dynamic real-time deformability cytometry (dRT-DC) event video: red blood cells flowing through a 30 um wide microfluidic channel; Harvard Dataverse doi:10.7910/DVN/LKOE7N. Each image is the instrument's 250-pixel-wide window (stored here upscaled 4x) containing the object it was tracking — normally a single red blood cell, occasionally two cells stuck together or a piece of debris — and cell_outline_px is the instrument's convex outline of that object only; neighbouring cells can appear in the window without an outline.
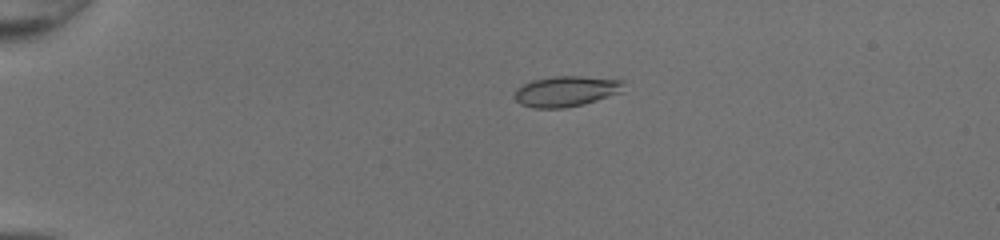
{"species": "common noctule bat (a hibernating species)", "species_latin": "Nyctalus noctula", "temperature_condition": "room temperature", "stored_images_in_passage": 39, "camera_frame_rate_fps": 3000, "um_per_image_px": 0.085, "animal": {"sex": "female", "body_mass_g": 20.0, "forearm_length_mm": 54.0}, "frame": {"image": 1, "passage_image": 1, "time_ms": 0.0, "image_size_px": [1000, 240], "cell_outline_px": [[624, 80], [620, 92], [584, 104], [564, 108], [532, 108], [520, 104], [512, 96], [516, 88], [532, 80], [556, 76], [580, 76]], "centroid_in_image_um": [48.05, 7.76], "position_along_channel_um": 37.0, "area_um2": 19.36}}
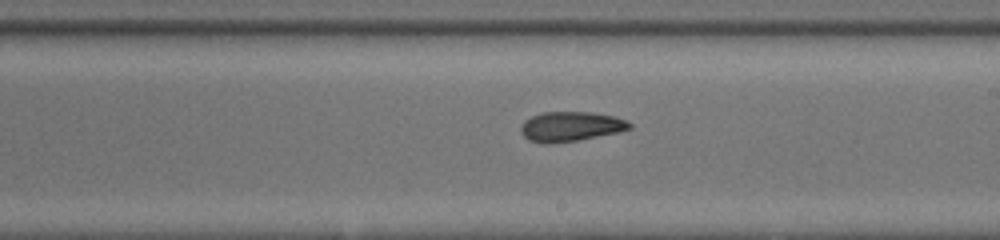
{"frame": {"image": 2, "passage_image": 20, "time_ms": 6.333, "image_size_px": [1000, 240], "cell_outline_px": [[632, 128], [616, 132], [576, 140], [544, 144], [528, 140], [520, 132], [520, 128], [524, 120], [532, 116], [544, 112], [592, 112], [616, 116], [632, 124]], "centroid_in_image_um": [48.47, 10.74], "position_along_channel_um": 240.5, "area_um2": 18.67}}
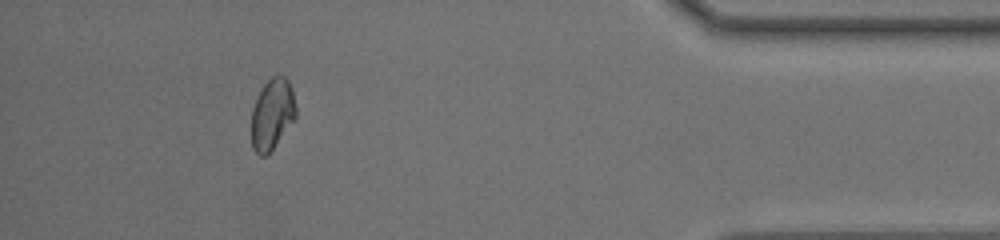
{"frame": {"image": 3, "passage_image": 35, "time_ms": 11.333, "image_size_px": [1000, 240], "cell_outline_px": [[296, 116], [272, 148], [264, 156], [260, 156], [252, 148], [252, 108], [264, 84], [272, 76], [284, 76], [288, 80], [292, 88], [296, 108]], "centroid_in_image_um": [23.13, 9.67], "position_along_channel_um": 412.1, "area_um2": 17.92}, "authors_computed_cell_mechanics": {"area_um2": 18.6694, "velocity_mm_per_s": 4.283, "shape_relaxation_time_tau1_ms": 8.2496, "shape_relaxation_time_tau2_ms": 1.4295, "deformation_change_tau1": 0.2181, "deformation_change_tau2": 0.071}}